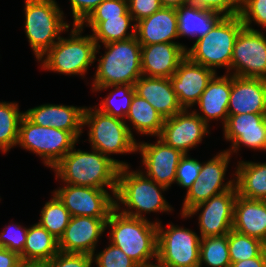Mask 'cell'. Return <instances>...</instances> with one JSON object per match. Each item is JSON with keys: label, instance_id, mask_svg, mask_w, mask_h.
<instances>
[{"label": "cell", "instance_id": "obj_15", "mask_svg": "<svg viewBox=\"0 0 266 267\" xmlns=\"http://www.w3.org/2000/svg\"><path fill=\"white\" fill-rule=\"evenodd\" d=\"M208 127L194 111L183 109L164 120L158 138L166 145L187 154L189 149L201 143L205 134L209 133Z\"/></svg>", "mask_w": 266, "mask_h": 267}, {"label": "cell", "instance_id": "obj_9", "mask_svg": "<svg viewBox=\"0 0 266 267\" xmlns=\"http://www.w3.org/2000/svg\"><path fill=\"white\" fill-rule=\"evenodd\" d=\"M79 141L70 131L45 127L31 122L25 115L19 124L17 145L39 155L53 168Z\"/></svg>", "mask_w": 266, "mask_h": 267}, {"label": "cell", "instance_id": "obj_42", "mask_svg": "<svg viewBox=\"0 0 266 267\" xmlns=\"http://www.w3.org/2000/svg\"><path fill=\"white\" fill-rule=\"evenodd\" d=\"M118 16H131L128 0H104L87 18H113Z\"/></svg>", "mask_w": 266, "mask_h": 267}, {"label": "cell", "instance_id": "obj_17", "mask_svg": "<svg viewBox=\"0 0 266 267\" xmlns=\"http://www.w3.org/2000/svg\"><path fill=\"white\" fill-rule=\"evenodd\" d=\"M223 129L225 139L232 142L231 149H227L230 154L237 153L242 144L266 151V114L228 115Z\"/></svg>", "mask_w": 266, "mask_h": 267}, {"label": "cell", "instance_id": "obj_28", "mask_svg": "<svg viewBox=\"0 0 266 267\" xmlns=\"http://www.w3.org/2000/svg\"><path fill=\"white\" fill-rule=\"evenodd\" d=\"M132 16H118L113 18H86L80 26L91 27L93 34L91 35L96 43V50L100 49L99 42L103 44L127 40L135 36V24ZM86 23V24H85ZM129 27L132 28L128 33Z\"/></svg>", "mask_w": 266, "mask_h": 267}, {"label": "cell", "instance_id": "obj_46", "mask_svg": "<svg viewBox=\"0 0 266 267\" xmlns=\"http://www.w3.org/2000/svg\"><path fill=\"white\" fill-rule=\"evenodd\" d=\"M21 263L19 254L0 247V267H18Z\"/></svg>", "mask_w": 266, "mask_h": 267}, {"label": "cell", "instance_id": "obj_3", "mask_svg": "<svg viewBox=\"0 0 266 267\" xmlns=\"http://www.w3.org/2000/svg\"><path fill=\"white\" fill-rule=\"evenodd\" d=\"M129 169V165L119 169L114 196L115 208L118 211L121 210L119 204L122 203L127 208L121 211L122 214L140 219H147L142 212H171L172 207L168 205L161 192L168 188L157 184L142 171H130ZM133 209L135 210L133 211Z\"/></svg>", "mask_w": 266, "mask_h": 267}, {"label": "cell", "instance_id": "obj_45", "mask_svg": "<svg viewBox=\"0 0 266 267\" xmlns=\"http://www.w3.org/2000/svg\"><path fill=\"white\" fill-rule=\"evenodd\" d=\"M102 1L104 0H70L73 25H80Z\"/></svg>", "mask_w": 266, "mask_h": 267}, {"label": "cell", "instance_id": "obj_10", "mask_svg": "<svg viewBox=\"0 0 266 267\" xmlns=\"http://www.w3.org/2000/svg\"><path fill=\"white\" fill-rule=\"evenodd\" d=\"M167 228L157 223V258L174 267H199L201 237L173 224Z\"/></svg>", "mask_w": 266, "mask_h": 267}, {"label": "cell", "instance_id": "obj_26", "mask_svg": "<svg viewBox=\"0 0 266 267\" xmlns=\"http://www.w3.org/2000/svg\"><path fill=\"white\" fill-rule=\"evenodd\" d=\"M232 229L266 244V202L237 195Z\"/></svg>", "mask_w": 266, "mask_h": 267}, {"label": "cell", "instance_id": "obj_21", "mask_svg": "<svg viewBox=\"0 0 266 267\" xmlns=\"http://www.w3.org/2000/svg\"><path fill=\"white\" fill-rule=\"evenodd\" d=\"M266 114V79L232 75L228 114Z\"/></svg>", "mask_w": 266, "mask_h": 267}, {"label": "cell", "instance_id": "obj_50", "mask_svg": "<svg viewBox=\"0 0 266 267\" xmlns=\"http://www.w3.org/2000/svg\"><path fill=\"white\" fill-rule=\"evenodd\" d=\"M18 267H45L44 264L40 263H21Z\"/></svg>", "mask_w": 266, "mask_h": 267}, {"label": "cell", "instance_id": "obj_11", "mask_svg": "<svg viewBox=\"0 0 266 267\" xmlns=\"http://www.w3.org/2000/svg\"><path fill=\"white\" fill-rule=\"evenodd\" d=\"M234 69V70H233ZM229 75L266 79V37L256 29L243 28L234 43Z\"/></svg>", "mask_w": 266, "mask_h": 267}, {"label": "cell", "instance_id": "obj_29", "mask_svg": "<svg viewBox=\"0 0 266 267\" xmlns=\"http://www.w3.org/2000/svg\"><path fill=\"white\" fill-rule=\"evenodd\" d=\"M235 174L238 195L250 200H266V163L239 161Z\"/></svg>", "mask_w": 266, "mask_h": 267}, {"label": "cell", "instance_id": "obj_37", "mask_svg": "<svg viewBox=\"0 0 266 267\" xmlns=\"http://www.w3.org/2000/svg\"><path fill=\"white\" fill-rule=\"evenodd\" d=\"M103 251L94 254L93 260L98 267H140L128 257L119 247L110 243ZM95 256V257H94Z\"/></svg>", "mask_w": 266, "mask_h": 267}, {"label": "cell", "instance_id": "obj_34", "mask_svg": "<svg viewBox=\"0 0 266 267\" xmlns=\"http://www.w3.org/2000/svg\"><path fill=\"white\" fill-rule=\"evenodd\" d=\"M71 215L59 198L53 193L50 201L41 210L39 224L43 226L58 241L63 236L69 224Z\"/></svg>", "mask_w": 266, "mask_h": 267}, {"label": "cell", "instance_id": "obj_18", "mask_svg": "<svg viewBox=\"0 0 266 267\" xmlns=\"http://www.w3.org/2000/svg\"><path fill=\"white\" fill-rule=\"evenodd\" d=\"M215 75L216 72L191 61L187 56L180 62L170 80L183 109H189L198 102Z\"/></svg>", "mask_w": 266, "mask_h": 267}, {"label": "cell", "instance_id": "obj_48", "mask_svg": "<svg viewBox=\"0 0 266 267\" xmlns=\"http://www.w3.org/2000/svg\"><path fill=\"white\" fill-rule=\"evenodd\" d=\"M162 7L178 8L182 5L189 4V0H159Z\"/></svg>", "mask_w": 266, "mask_h": 267}, {"label": "cell", "instance_id": "obj_31", "mask_svg": "<svg viewBox=\"0 0 266 267\" xmlns=\"http://www.w3.org/2000/svg\"><path fill=\"white\" fill-rule=\"evenodd\" d=\"M139 134L159 136L164 118L145 99L134 94L126 117Z\"/></svg>", "mask_w": 266, "mask_h": 267}, {"label": "cell", "instance_id": "obj_25", "mask_svg": "<svg viewBox=\"0 0 266 267\" xmlns=\"http://www.w3.org/2000/svg\"><path fill=\"white\" fill-rule=\"evenodd\" d=\"M232 88V75L217 74L208 83L207 88L200 96L198 104L201 113L194 112L208 125L209 120L222 119L225 124L228 118V104Z\"/></svg>", "mask_w": 266, "mask_h": 267}, {"label": "cell", "instance_id": "obj_33", "mask_svg": "<svg viewBox=\"0 0 266 267\" xmlns=\"http://www.w3.org/2000/svg\"><path fill=\"white\" fill-rule=\"evenodd\" d=\"M199 263V267L202 263L210 267H230L228 234L201 238Z\"/></svg>", "mask_w": 266, "mask_h": 267}, {"label": "cell", "instance_id": "obj_49", "mask_svg": "<svg viewBox=\"0 0 266 267\" xmlns=\"http://www.w3.org/2000/svg\"><path fill=\"white\" fill-rule=\"evenodd\" d=\"M156 262H157V264L155 263H149L147 266H145V267H174V266H172V265H169V264H166V263H164V262H162L160 259H158V258H156Z\"/></svg>", "mask_w": 266, "mask_h": 267}, {"label": "cell", "instance_id": "obj_12", "mask_svg": "<svg viewBox=\"0 0 266 267\" xmlns=\"http://www.w3.org/2000/svg\"><path fill=\"white\" fill-rule=\"evenodd\" d=\"M230 157L231 154L226 150L218 153L206 163H201L199 177L186 193L181 214H186L197 204L235 186V180L232 179L226 184L223 183Z\"/></svg>", "mask_w": 266, "mask_h": 267}, {"label": "cell", "instance_id": "obj_5", "mask_svg": "<svg viewBox=\"0 0 266 267\" xmlns=\"http://www.w3.org/2000/svg\"><path fill=\"white\" fill-rule=\"evenodd\" d=\"M243 28L239 14L224 16L205 36L186 49V56L214 72L216 67H226L229 74L234 43Z\"/></svg>", "mask_w": 266, "mask_h": 267}, {"label": "cell", "instance_id": "obj_24", "mask_svg": "<svg viewBox=\"0 0 266 267\" xmlns=\"http://www.w3.org/2000/svg\"><path fill=\"white\" fill-rule=\"evenodd\" d=\"M176 8L161 7L151 16L135 22V36L141 45L177 43L178 36Z\"/></svg>", "mask_w": 266, "mask_h": 267}, {"label": "cell", "instance_id": "obj_8", "mask_svg": "<svg viewBox=\"0 0 266 267\" xmlns=\"http://www.w3.org/2000/svg\"><path fill=\"white\" fill-rule=\"evenodd\" d=\"M88 125L89 142L95 149L109 157L137 151V142L126 120L110 116L98 109L85 107L83 126Z\"/></svg>", "mask_w": 266, "mask_h": 267}, {"label": "cell", "instance_id": "obj_4", "mask_svg": "<svg viewBox=\"0 0 266 267\" xmlns=\"http://www.w3.org/2000/svg\"><path fill=\"white\" fill-rule=\"evenodd\" d=\"M107 51L98 60L93 88L134 83L142 76L141 44L136 36L104 44Z\"/></svg>", "mask_w": 266, "mask_h": 267}, {"label": "cell", "instance_id": "obj_32", "mask_svg": "<svg viewBox=\"0 0 266 267\" xmlns=\"http://www.w3.org/2000/svg\"><path fill=\"white\" fill-rule=\"evenodd\" d=\"M18 103L0 102V149L6 153L18 143L19 124L24 113Z\"/></svg>", "mask_w": 266, "mask_h": 267}, {"label": "cell", "instance_id": "obj_13", "mask_svg": "<svg viewBox=\"0 0 266 267\" xmlns=\"http://www.w3.org/2000/svg\"><path fill=\"white\" fill-rule=\"evenodd\" d=\"M237 189H232L213 196L205 202L199 203L181 216L187 218L199 214L200 237H213L227 235L233 226L234 205Z\"/></svg>", "mask_w": 266, "mask_h": 267}, {"label": "cell", "instance_id": "obj_47", "mask_svg": "<svg viewBox=\"0 0 266 267\" xmlns=\"http://www.w3.org/2000/svg\"><path fill=\"white\" fill-rule=\"evenodd\" d=\"M266 249L255 258L231 263L230 267H265Z\"/></svg>", "mask_w": 266, "mask_h": 267}, {"label": "cell", "instance_id": "obj_1", "mask_svg": "<svg viewBox=\"0 0 266 267\" xmlns=\"http://www.w3.org/2000/svg\"><path fill=\"white\" fill-rule=\"evenodd\" d=\"M92 150H76L74 145L52 169L56 176L65 182L64 184L99 189L108 187L115 196L119 169L128 164Z\"/></svg>", "mask_w": 266, "mask_h": 267}, {"label": "cell", "instance_id": "obj_27", "mask_svg": "<svg viewBox=\"0 0 266 267\" xmlns=\"http://www.w3.org/2000/svg\"><path fill=\"white\" fill-rule=\"evenodd\" d=\"M178 36H205L224 16L213 10L186 4L176 8Z\"/></svg>", "mask_w": 266, "mask_h": 267}, {"label": "cell", "instance_id": "obj_44", "mask_svg": "<svg viewBox=\"0 0 266 267\" xmlns=\"http://www.w3.org/2000/svg\"><path fill=\"white\" fill-rule=\"evenodd\" d=\"M161 7L159 0H128L129 13L136 22L151 16Z\"/></svg>", "mask_w": 266, "mask_h": 267}, {"label": "cell", "instance_id": "obj_43", "mask_svg": "<svg viewBox=\"0 0 266 267\" xmlns=\"http://www.w3.org/2000/svg\"><path fill=\"white\" fill-rule=\"evenodd\" d=\"M190 4L221 13L223 16L240 14L241 0H189Z\"/></svg>", "mask_w": 266, "mask_h": 267}, {"label": "cell", "instance_id": "obj_23", "mask_svg": "<svg viewBox=\"0 0 266 267\" xmlns=\"http://www.w3.org/2000/svg\"><path fill=\"white\" fill-rule=\"evenodd\" d=\"M135 94L145 99L164 118L173 117L183 110L170 78L142 75L134 83Z\"/></svg>", "mask_w": 266, "mask_h": 267}, {"label": "cell", "instance_id": "obj_38", "mask_svg": "<svg viewBox=\"0 0 266 267\" xmlns=\"http://www.w3.org/2000/svg\"><path fill=\"white\" fill-rule=\"evenodd\" d=\"M240 17L245 28L251 27L252 21L266 29V0H241Z\"/></svg>", "mask_w": 266, "mask_h": 267}, {"label": "cell", "instance_id": "obj_2", "mask_svg": "<svg viewBox=\"0 0 266 267\" xmlns=\"http://www.w3.org/2000/svg\"><path fill=\"white\" fill-rule=\"evenodd\" d=\"M157 223L130 217L114 208L106 221L110 228V242L119 247L140 267L157 258Z\"/></svg>", "mask_w": 266, "mask_h": 267}, {"label": "cell", "instance_id": "obj_22", "mask_svg": "<svg viewBox=\"0 0 266 267\" xmlns=\"http://www.w3.org/2000/svg\"><path fill=\"white\" fill-rule=\"evenodd\" d=\"M85 107L44 104L24 112L34 124L70 131L77 139L83 128Z\"/></svg>", "mask_w": 266, "mask_h": 267}, {"label": "cell", "instance_id": "obj_16", "mask_svg": "<svg viewBox=\"0 0 266 267\" xmlns=\"http://www.w3.org/2000/svg\"><path fill=\"white\" fill-rule=\"evenodd\" d=\"M157 143H137V152L142 155L146 176L157 184L169 188L176 180V170L184 154L158 138Z\"/></svg>", "mask_w": 266, "mask_h": 267}, {"label": "cell", "instance_id": "obj_35", "mask_svg": "<svg viewBox=\"0 0 266 267\" xmlns=\"http://www.w3.org/2000/svg\"><path fill=\"white\" fill-rule=\"evenodd\" d=\"M110 87L111 88L114 87V91H111L109 95L101 101V103L99 104L100 107L96 109H98L102 113L125 120V117L129 112V108L131 106L132 98L135 94L134 85L130 84L110 85L101 88H93V92L101 91L103 89L106 90ZM118 95L122 97L121 99L123 102H119V104H114L118 103L115 102L116 100L115 98H117L116 96Z\"/></svg>", "mask_w": 266, "mask_h": 267}, {"label": "cell", "instance_id": "obj_6", "mask_svg": "<svg viewBox=\"0 0 266 267\" xmlns=\"http://www.w3.org/2000/svg\"><path fill=\"white\" fill-rule=\"evenodd\" d=\"M84 27L73 25L69 38L60 37L41 57L45 70L84 77L89 65L96 60V43L91 35L82 36ZM45 57V58H44Z\"/></svg>", "mask_w": 266, "mask_h": 267}, {"label": "cell", "instance_id": "obj_14", "mask_svg": "<svg viewBox=\"0 0 266 267\" xmlns=\"http://www.w3.org/2000/svg\"><path fill=\"white\" fill-rule=\"evenodd\" d=\"M54 193L69 211L71 217L90 216L108 218L115 208V199L106 191L87 186L65 184Z\"/></svg>", "mask_w": 266, "mask_h": 267}, {"label": "cell", "instance_id": "obj_39", "mask_svg": "<svg viewBox=\"0 0 266 267\" xmlns=\"http://www.w3.org/2000/svg\"><path fill=\"white\" fill-rule=\"evenodd\" d=\"M200 168L201 163L198 160L190 158L188 154H184L176 170V184L186 188L188 191L198 179Z\"/></svg>", "mask_w": 266, "mask_h": 267}, {"label": "cell", "instance_id": "obj_40", "mask_svg": "<svg viewBox=\"0 0 266 267\" xmlns=\"http://www.w3.org/2000/svg\"><path fill=\"white\" fill-rule=\"evenodd\" d=\"M28 228L18 224L6 226L0 233V247L21 254L24 250Z\"/></svg>", "mask_w": 266, "mask_h": 267}, {"label": "cell", "instance_id": "obj_30", "mask_svg": "<svg viewBox=\"0 0 266 267\" xmlns=\"http://www.w3.org/2000/svg\"><path fill=\"white\" fill-rule=\"evenodd\" d=\"M59 252L58 240L39 223L28 228L24 250L20 254L23 263L45 264Z\"/></svg>", "mask_w": 266, "mask_h": 267}, {"label": "cell", "instance_id": "obj_20", "mask_svg": "<svg viewBox=\"0 0 266 267\" xmlns=\"http://www.w3.org/2000/svg\"><path fill=\"white\" fill-rule=\"evenodd\" d=\"M186 47L180 43L141 45L142 75L170 78L186 57Z\"/></svg>", "mask_w": 266, "mask_h": 267}, {"label": "cell", "instance_id": "obj_19", "mask_svg": "<svg viewBox=\"0 0 266 267\" xmlns=\"http://www.w3.org/2000/svg\"><path fill=\"white\" fill-rule=\"evenodd\" d=\"M108 218L90 216L71 217L63 236L58 241V249L64 253L95 254L99 237L106 230Z\"/></svg>", "mask_w": 266, "mask_h": 267}, {"label": "cell", "instance_id": "obj_36", "mask_svg": "<svg viewBox=\"0 0 266 267\" xmlns=\"http://www.w3.org/2000/svg\"><path fill=\"white\" fill-rule=\"evenodd\" d=\"M228 249L231 263L258 257L266 244L257 238L243 235L233 229L228 233Z\"/></svg>", "mask_w": 266, "mask_h": 267}, {"label": "cell", "instance_id": "obj_41", "mask_svg": "<svg viewBox=\"0 0 266 267\" xmlns=\"http://www.w3.org/2000/svg\"><path fill=\"white\" fill-rule=\"evenodd\" d=\"M93 256L85 253H64L59 251L45 267H91Z\"/></svg>", "mask_w": 266, "mask_h": 267}, {"label": "cell", "instance_id": "obj_7", "mask_svg": "<svg viewBox=\"0 0 266 267\" xmlns=\"http://www.w3.org/2000/svg\"><path fill=\"white\" fill-rule=\"evenodd\" d=\"M57 5L55 0H25L24 27L37 60L57 42L60 33L70 27L63 21V11Z\"/></svg>", "mask_w": 266, "mask_h": 267}]
</instances>
